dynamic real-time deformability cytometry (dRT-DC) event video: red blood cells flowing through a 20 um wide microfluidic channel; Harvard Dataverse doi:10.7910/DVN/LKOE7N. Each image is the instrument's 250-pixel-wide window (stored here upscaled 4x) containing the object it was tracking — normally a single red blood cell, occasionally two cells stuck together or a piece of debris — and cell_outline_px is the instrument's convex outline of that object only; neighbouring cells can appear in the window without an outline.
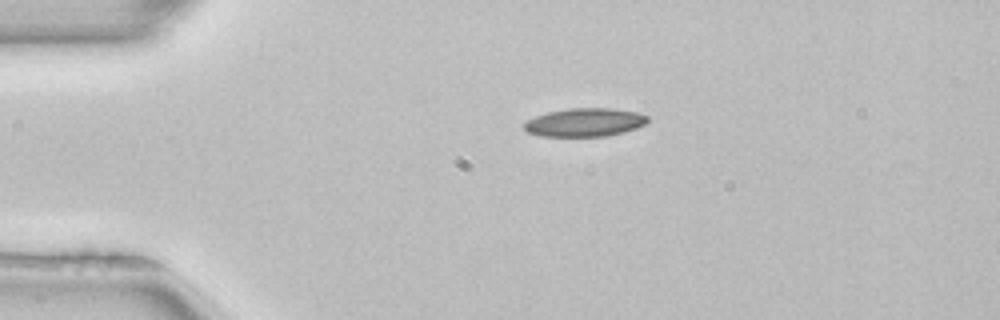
{"species": "common noctule bat (a hibernating species)", "species_latin": "Nyctalus noctula", "temperature_condition": "room temperature", "stored_images_in_passage": 2, "camera_frame_rate_fps": 3000, "um_per_image_px": 0.085, "animal": {"sex": "female", "body_mass_g": 22.7, "forearm_length_mm": 54.2}, "frame": {"image": 1, "passage_image": 1, "time_ms": 0.0, "image_size_px": [1000, 320], "cell_outline_px": [[648, 120], [644, 124], [636, 128], [624, 132], [608, 136], [540, 136], [528, 132], [524, 128], [524, 120], [548, 112], [568, 108], [612, 108], [636, 112], [648, 116]], "centroid_in_image_um": [49.69, 10.4], "position_along_channel_um": 35.3, "area_um2": 20.46}}